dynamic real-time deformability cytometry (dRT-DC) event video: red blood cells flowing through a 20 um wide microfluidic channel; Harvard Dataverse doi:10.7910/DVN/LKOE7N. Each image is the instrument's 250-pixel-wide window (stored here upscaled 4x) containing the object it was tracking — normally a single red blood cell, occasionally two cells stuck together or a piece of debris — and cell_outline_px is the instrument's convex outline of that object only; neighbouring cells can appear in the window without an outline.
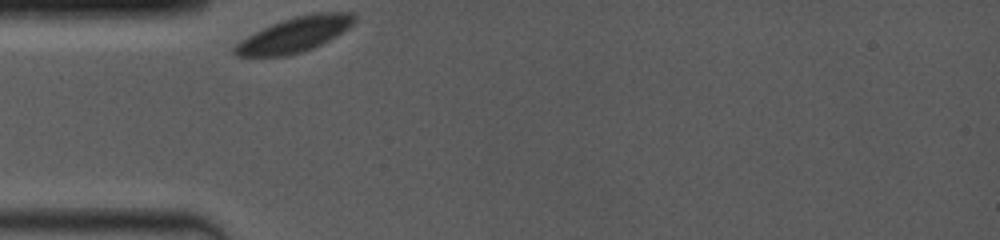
{"species": "common noctule bat (a hibernating species)", "species_latin": "Nyctalus noctula", "temperature_condition": "room temperature", "stored_images_in_passage": 2, "camera_frame_rate_fps": 4000, "um_per_image_px": 0.085, "animal": {"sex": "female", "body_mass_g": 19.0, "forearm_length_mm": 53.3}, "frame": {"image": 1, "passage_image": 1, "time_ms": 0.0, "image_size_px": [1000, 240], "cell_outline_px": [[356, 20], [348, 28], [336, 36], [312, 48], [288, 56], [236, 56], [232, 52], [232, 48], [240, 40], [280, 20], [296, 16], [316, 12], [356, 12]], "centroid_in_image_um": [25.05, 2.93], "position_along_channel_um": 59.9, "area_um2": 24.28}}
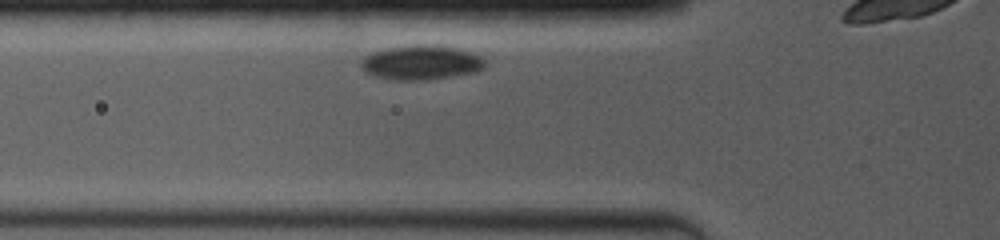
{"frame": {"image": 2, "passage_image": 2, "time_ms": 1.0, "image_size_px": [1000, 240], "cell_outline_px": [[488, 64], [484, 68], [476, 72], [428, 80], [396, 80], [372, 76], [364, 72], [360, 68], [360, 64], [364, 56], [372, 52], [388, 48], [416, 44], [432, 44], [460, 48], [472, 52], [480, 56]], "centroid_in_image_um": [35.8, 5.31], "position_along_channel_um": 90.0, "area_um2": 25.37}}